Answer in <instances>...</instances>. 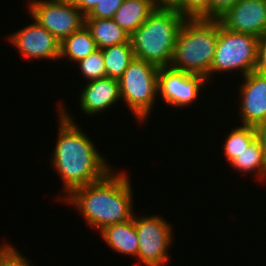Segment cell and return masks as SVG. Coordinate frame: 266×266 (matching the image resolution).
I'll use <instances>...</instances> for the list:
<instances>
[{
  "mask_svg": "<svg viewBox=\"0 0 266 266\" xmlns=\"http://www.w3.org/2000/svg\"><path fill=\"white\" fill-rule=\"evenodd\" d=\"M60 106L59 137L53 152V166L64 181L69 196L76 188L103 179L112 169L94 144ZM62 111V112H61Z\"/></svg>",
  "mask_w": 266,
  "mask_h": 266,
  "instance_id": "6da1fadb",
  "label": "cell"
},
{
  "mask_svg": "<svg viewBox=\"0 0 266 266\" xmlns=\"http://www.w3.org/2000/svg\"><path fill=\"white\" fill-rule=\"evenodd\" d=\"M125 173L110 171L103 179L76 188L67 202L77 207L94 228H103L133 218L132 191Z\"/></svg>",
  "mask_w": 266,
  "mask_h": 266,
  "instance_id": "7a4b0ae2",
  "label": "cell"
},
{
  "mask_svg": "<svg viewBox=\"0 0 266 266\" xmlns=\"http://www.w3.org/2000/svg\"><path fill=\"white\" fill-rule=\"evenodd\" d=\"M185 19L174 7L157 6L130 35L134 56L158 67L170 66L177 35Z\"/></svg>",
  "mask_w": 266,
  "mask_h": 266,
  "instance_id": "3957f363",
  "label": "cell"
},
{
  "mask_svg": "<svg viewBox=\"0 0 266 266\" xmlns=\"http://www.w3.org/2000/svg\"><path fill=\"white\" fill-rule=\"evenodd\" d=\"M217 42L218 19L186 18L177 35L170 67L206 78Z\"/></svg>",
  "mask_w": 266,
  "mask_h": 266,
  "instance_id": "277c9868",
  "label": "cell"
},
{
  "mask_svg": "<svg viewBox=\"0 0 266 266\" xmlns=\"http://www.w3.org/2000/svg\"><path fill=\"white\" fill-rule=\"evenodd\" d=\"M158 71L155 64L134 57L118 79L121 99L140 122L147 119L154 105L158 93Z\"/></svg>",
  "mask_w": 266,
  "mask_h": 266,
  "instance_id": "5b68a950",
  "label": "cell"
},
{
  "mask_svg": "<svg viewBox=\"0 0 266 266\" xmlns=\"http://www.w3.org/2000/svg\"><path fill=\"white\" fill-rule=\"evenodd\" d=\"M259 38L222 27L218 21V42L211 65L210 78L213 72L238 69L246 76L254 72L258 65Z\"/></svg>",
  "mask_w": 266,
  "mask_h": 266,
  "instance_id": "8992f818",
  "label": "cell"
},
{
  "mask_svg": "<svg viewBox=\"0 0 266 266\" xmlns=\"http://www.w3.org/2000/svg\"><path fill=\"white\" fill-rule=\"evenodd\" d=\"M32 18L60 42L85 25V16L72 0H33Z\"/></svg>",
  "mask_w": 266,
  "mask_h": 266,
  "instance_id": "52a82bcc",
  "label": "cell"
},
{
  "mask_svg": "<svg viewBox=\"0 0 266 266\" xmlns=\"http://www.w3.org/2000/svg\"><path fill=\"white\" fill-rule=\"evenodd\" d=\"M138 235L137 258L146 266H163L168 260V248L172 242L170 224L159 216L134 217Z\"/></svg>",
  "mask_w": 266,
  "mask_h": 266,
  "instance_id": "ba28073f",
  "label": "cell"
},
{
  "mask_svg": "<svg viewBox=\"0 0 266 266\" xmlns=\"http://www.w3.org/2000/svg\"><path fill=\"white\" fill-rule=\"evenodd\" d=\"M205 81L207 80L202 75L173 69L170 66L159 67L158 93H161L168 105L186 106L196 100Z\"/></svg>",
  "mask_w": 266,
  "mask_h": 266,
  "instance_id": "9c48e42d",
  "label": "cell"
},
{
  "mask_svg": "<svg viewBox=\"0 0 266 266\" xmlns=\"http://www.w3.org/2000/svg\"><path fill=\"white\" fill-rule=\"evenodd\" d=\"M218 21L227 30L260 38L266 34V0H238Z\"/></svg>",
  "mask_w": 266,
  "mask_h": 266,
  "instance_id": "30bf717a",
  "label": "cell"
},
{
  "mask_svg": "<svg viewBox=\"0 0 266 266\" xmlns=\"http://www.w3.org/2000/svg\"><path fill=\"white\" fill-rule=\"evenodd\" d=\"M9 39L26 58H60L61 42L36 21L14 33Z\"/></svg>",
  "mask_w": 266,
  "mask_h": 266,
  "instance_id": "8fae6325",
  "label": "cell"
},
{
  "mask_svg": "<svg viewBox=\"0 0 266 266\" xmlns=\"http://www.w3.org/2000/svg\"><path fill=\"white\" fill-rule=\"evenodd\" d=\"M240 95V113L243 125L256 127L266 120V75L257 71L246 76Z\"/></svg>",
  "mask_w": 266,
  "mask_h": 266,
  "instance_id": "7c38bea8",
  "label": "cell"
},
{
  "mask_svg": "<svg viewBox=\"0 0 266 266\" xmlns=\"http://www.w3.org/2000/svg\"><path fill=\"white\" fill-rule=\"evenodd\" d=\"M121 99L119 81L104 77L89 81L81 92L80 105L88 114L100 113Z\"/></svg>",
  "mask_w": 266,
  "mask_h": 266,
  "instance_id": "4fadbf2b",
  "label": "cell"
},
{
  "mask_svg": "<svg viewBox=\"0 0 266 266\" xmlns=\"http://www.w3.org/2000/svg\"><path fill=\"white\" fill-rule=\"evenodd\" d=\"M100 233L101 237L113 250L137 257L139 244L134 216L126 222L107 226Z\"/></svg>",
  "mask_w": 266,
  "mask_h": 266,
  "instance_id": "5bb4252c",
  "label": "cell"
},
{
  "mask_svg": "<svg viewBox=\"0 0 266 266\" xmlns=\"http://www.w3.org/2000/svg\"><path fill=\"white\" fill-rule=\"evenodd\" d=\"M85 26L90 31L98 49L130 41V34L113 18H85Z\"/></svg>",
  "mask_w": 266,
  "mask_h": 266,
  "instance_id": "9a60e30c",
  "label": "cell"
},
{
  "mask_svg": "<svg viewBox=\"0 0 266 266\" xmlns=\"http://www.w3.org/2000/svg\"><path fill=\"white\" fill-rule=\"evenodd\" d=\"M157 8L153 0H124L113 17L130 35L137 30Z\"/></svg>",
  "mask_w": 266,
  "mask_h": 266,
  "instance_id": "2e32d148",
  "label": "cell"
},
{
  "mask_svg": "<svg viewBox=\"0 0 266 266\" xmlns=\"http://www.w3.org/2000/svg\"><path fill=\"white\" fill-rule=\"evenodd\" d=\"M98 49L90 31L84 25L60 44V58L67 57L76 63Z\"/></svg>",
  "mask_w": 266,
  "mask_h": 266,
  "instance_id": "e0dca14e",
  "label": "cell"
},
{
  "mask_svg": "<svg viewBox=\"0 0 266 266\" xmlns=\"http://www.w3.org/2000/svg\"><path fill=\"white\" fill-rule=\"evenodd\" d=\"M106 77L119 79L134 59L131 42L113 45L102 49Z\"/></svg>",
  "mask_w": 266,
  "mask_h": 266,
  "instance_id": "ac0fdd59",
  "label": "cell"
},
{
  "mask_svg": "<svg viewBox=\"0 0 266 266\" xmlns=\"http://www.w3.org/2000/svg\"><path fill=\"white\" fill-rule=\"evenodd\" d=\"M241 172L256 171L259 177L266 179V158L261 142L256 138L231 163Z\"/></svg>",
  "mask_w": 266,
  "mask_h": 266,
  "instance_id": "d6986e66",
  "label": "cell"
},
{
  "mask_svg": "<svg viewBox=\"0 0 266 266\" xmlns=\"http://www.w3.org/2000/svg\"><path fill=\"white\" fill-rule=\"evenodd\" d=\"M256 138L257 132L254 126L242 125L230 132L225 140L224 146L225 156L228 162L231 163Z\"/></svg>",
  "mask_w": 266,
  "mask_h": 266,
  "instance_id": "ffe728a7",
  "label": "cell"
},
{
  "mask_svg": "<svg viewBox=\"0 0 266 266\" xmlns=\"http://www.w3.org/2000/svg\"><path fill=\"white\" fill-rule=\"evenodd\" d=\"M80 70L89 81L106 77L104 56L102 49H97L87 57L79 60Z\"/></svg>",
  "mask_w": 266,
  "mask_h": 266,
  "instance_id": "44dd1931",
  "label": "cell"
},
{
  "mask_svg": "<svg viewBox=\"0 0 266 266\" xmlns=\"http://www.w3.org/2000/svg\"><path fill=\"white\" fill-rule=\"evenodd\" d=\"M173 7L185 18L211 19V0H179Z\"/></svg>",
  "mask_w": 266,
  "mask_h": 266,
  "instance_id": "7402d4cb",
  "label": "cell"
},
{
  "mask_svg": "<svg viewBox=\"0 0 266 266\" xmlns=\"http://www.w3.org/2000/svg\"><path fill=\"white\" fill-rule=\"evenodd\" d=\"M0 266H31L13 246L3 245L0 247Z\"/></svg>",
  "mask_w": 266,
  "mask_h": 266,
  "instance_id": "603a6c76",
  "label": "cell"
},
{
  "mask_svg": "<svg viewBox=\"0 0 266 266\" xmlns=\"http://www.w3.org/2000/svg\"><path fill=\"white\" fill-rule=\"evenodd\" d=\"M124 0H102L85 18H113Z\"/></svg>",
  "mask_w": 266,
  "mask_h": 266,
  "instance_id": "cb8c5ba5",
  "label": "cell"
},
{
  "mask_svg": "<svg viewBox=\"0 0 266 266\" xmlns=\"http://www.w3.org/2000/svg\"><path fill=\"white\" fill-rule=\"evenodd\" d=\"M237 2L238 0H211V19H218Z\"/></svg>",
  "mask_w": 266,
  "mask_h": 266,
  "instance_id": "d4e9b609",
  "label": "cell"
},
{
  "mask_svg": "<svg viewBox=\"0 0 266 266\" xmlns=\"http://www.w3.org/2000/svg\"><path fill=\"white\" fill-rule=\"evenodd\" d=\"M256 71L266 75V34L259 38L258 65Z\"/></svg>",
  "mask_w": 266,
  "mask_h": 266,
  "instance_id": "484cf974",
  "label": "cell"
},
{
  "mask_svg": "<svg viewBox=\"0 0 266 266\" xmlns=\"http://www.w3.org/2000/svg\"><path fill=\"white\" fill-rule=\"evenodd\" d=\"M74 5L81 11L84 16H87L102 0H72Z\"/></svg>",
  "mask_w": 266,
  "mask_h": 266,
  "instance_id": "4316f807",
  "label": "cell"
},
{
  "mask_svg": "<svg viewBox=\"0 0 266 266\" xmlns=\"http://www.w3.org/2000/svg\"><path fill=\"white\" fill-rule=\"evenodd\" d=\"M257 138L261 142L266 158V120L261 122L256 127Z\"/></svg>",
  "mask_w": 266,
  "mask_h": 266,
  "instance_id": "83f0119b",
  "label": "cell"
},
{
  "mask_svg": "<svg viewBox=\"0 0 266 266\" xmlns=\"http://www.w3.org/2000/svg\"><path fill=\"white\" fill-rule=\"evenodd\" d=\"M179 0H153L157 6L173 7Z\"/></svg>",
  "mask_w": 266,
  "mask_h": 266,
  "instance_id": "f1b7e54d",
  "label": "cell"
}]
</instances>
